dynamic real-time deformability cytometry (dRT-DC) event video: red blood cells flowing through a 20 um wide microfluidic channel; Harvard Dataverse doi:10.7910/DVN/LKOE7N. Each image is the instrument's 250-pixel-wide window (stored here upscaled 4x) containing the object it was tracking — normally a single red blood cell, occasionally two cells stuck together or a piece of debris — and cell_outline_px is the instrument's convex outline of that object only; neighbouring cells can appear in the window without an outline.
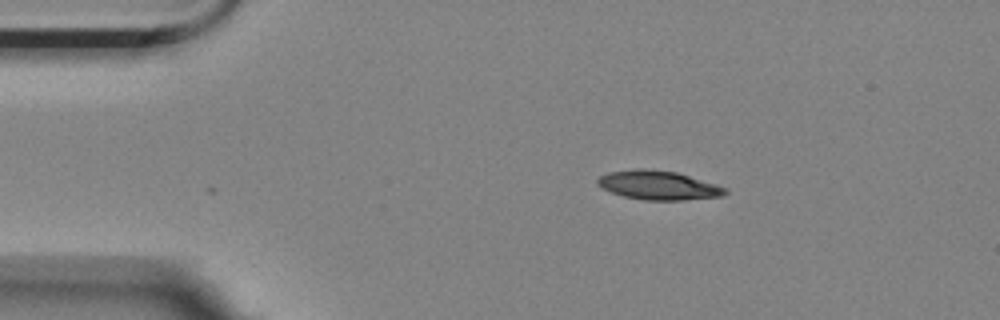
{"species": "Egyptian fruit bat (a non-hibernating species)", "species_latin": "Rousettus aegyptiacus", "temperature_condition": "room temperature", "stored_images_in_passage": 2, "camera_frame_rate_fps": 3000, "um_per_image_px": 0.085, "animal": {"sex": "female"}, "frame": {"image": 1, "passage_image": 1, "time_ms": 0.0, "image_size_px": [1000, 320], "cell_outline_px": [[728, 192], [724, 196], [684, 200], [644, 200], [624, 196], [600, 188], [596, 184], [596, 180], [600, 176], [608, 172], [676, 172], [716, 184], [728, 188]], "centroid_in_image_um": [56.03, 15.81], "position_along_channel_um": 29.0, "area_um2": 20.63}}